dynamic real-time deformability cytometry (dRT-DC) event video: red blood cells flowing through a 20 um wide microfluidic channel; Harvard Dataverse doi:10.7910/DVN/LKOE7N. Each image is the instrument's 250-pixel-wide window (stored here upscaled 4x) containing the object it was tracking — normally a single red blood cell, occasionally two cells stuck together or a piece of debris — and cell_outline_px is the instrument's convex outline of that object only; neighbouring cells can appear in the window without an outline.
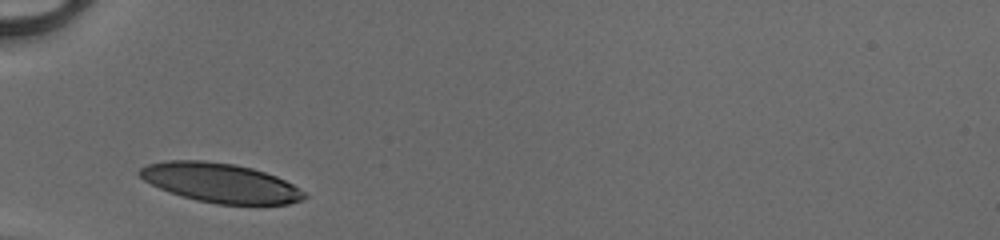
{"species": "human", "species_latin": "Homo sapiens", "temperature_condition": "cold", "stored_images_in_passage": 25, "camera_frame_rate_fps": 3000, "um_per_image_px": 0.085, "donor": {"sex": "male"}, "frame": {"image": 1, "passage_image": 1, "time_ms": 0.0, "image_size_px": [1000, 240], "cell_outline_px": [[308, 196], [300, 200], [288, 204], [216, 204], [196, 200], [180, 196], [168, 192], [144, 180], [136, 172], [144, 164], [168, 160], [204, 160], [232, 164], [252, 168], [276, 176], [292, 184], [304, 192]], "centroid_in_image_um": [18.68, 15.53], "position_along_channel_um": 66.3, "area_um2": 37.69}}
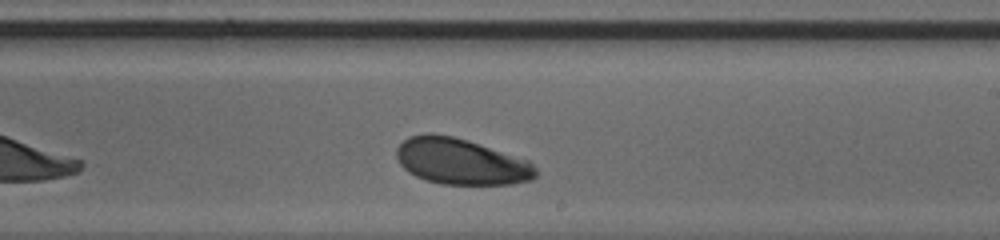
{"frame": {"image": 2, "passage_image": 15, "time_ms": 4.667, "image_size_px": [1000, 240], "cell_outline_px": [[536, 176], [532, 180], [512, 184], [440, 184], [424, 180], [408, 172], [400, 164], [396, 156], [396, 148], [408, 136], [424, 132], [432, 132], [452, 136], [468, 140], [528, 160], [536, 168]], "centroid_in_image_um": [39.15, 13.72], "position_along_channel_um": 249.9, "area_um2": 37.63}}
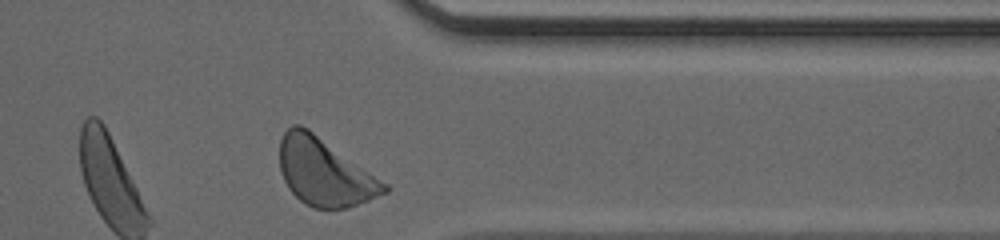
{"frame": {"image": 3, "passage_image": 25, "time_ms": 8.0, "image_size_px": [1000, 240], "cell_outline_px": [[388, 192], [348, 208], [312, 208], [304, 204], [288, 188], [280, 172], [280, 140], [284, 132], [292, 124], [300, 124], [308, 128], [388, 184]], "centroid_in_image_um": [27.57, 14.63], "position_along_channel_um": 383.8, "area_um2": 40.92}, "authors_computed_cell_mechanics": {"area_um2": 37.9168, "velocity_mm_per_s": 4.0915, "shape_relaxation_time_tau1_ms": 1.606, "shape_relaxation_time_tau2_ms": 10.4587, "deformation_change_tau1": 0.0907, "deformation_change_tau2": 0.1692}}